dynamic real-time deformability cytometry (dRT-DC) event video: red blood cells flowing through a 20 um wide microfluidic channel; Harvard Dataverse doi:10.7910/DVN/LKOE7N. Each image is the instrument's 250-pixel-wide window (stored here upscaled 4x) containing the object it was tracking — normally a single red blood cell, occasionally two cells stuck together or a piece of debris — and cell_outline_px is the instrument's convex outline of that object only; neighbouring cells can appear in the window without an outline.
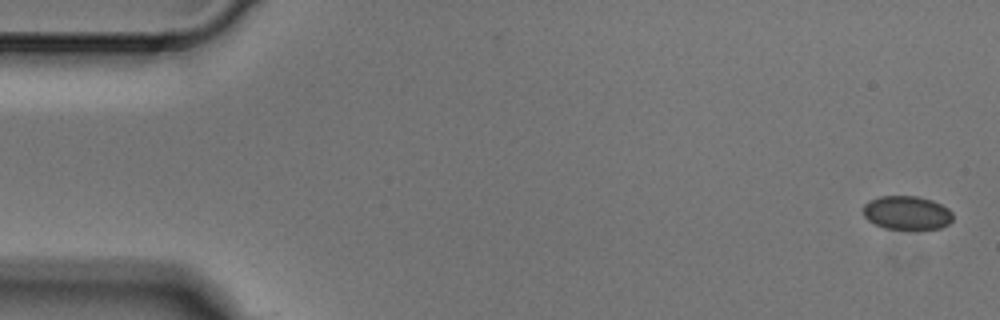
{"species": "Egyptian fruit bat (a non-hibernating species)", "species_latin": "Rousettus aegyptiacus", "temperature_condition": "cold", "stored_images_in_passage": 6, "camera_frame_rate_fps": 3000, "um_per_image_px": 0.085, "animal": {"sex": "male"}, "frame": {"image": 1, "passage_image": 1, "time_ms": 0.0, "image_size_px": [1000, 320], "cell_outline_px": [[952, 220], [948, 224], [940, 228], [884, 228], [868, 220], [864, 216], [864, 204], [868, 200], [880, 196], [916, 196], [932, 200], [948, 208], [952, 212]], "centroid_in_image_um": [77.07, 18.07], "position_along_channel_um": 7.9, "area_um2": 17.4}}
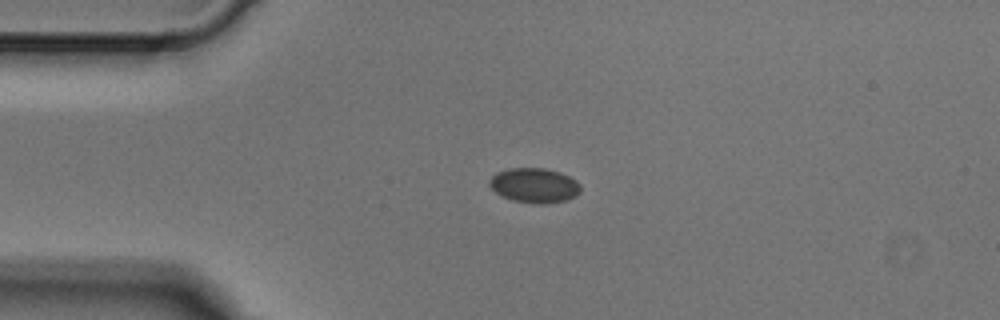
{"frame": {"image": 2, "passage_image": 4, "time_ms": 1.0, "image_size_px": [1000, 320], "cell_outline_px": [[580, 192], [564, 200], [544, 204], [540, 204], [512, 200], [496, 192], [488, 184], [488, 180], [496, 172], [508, 168], [544, 168], [560, 172], [576, 180], [580, 184]], "centroid_in_image_um": [45.39, 15.74], "position_along_channel_um": 39.6, "area_um2": 18.26}}
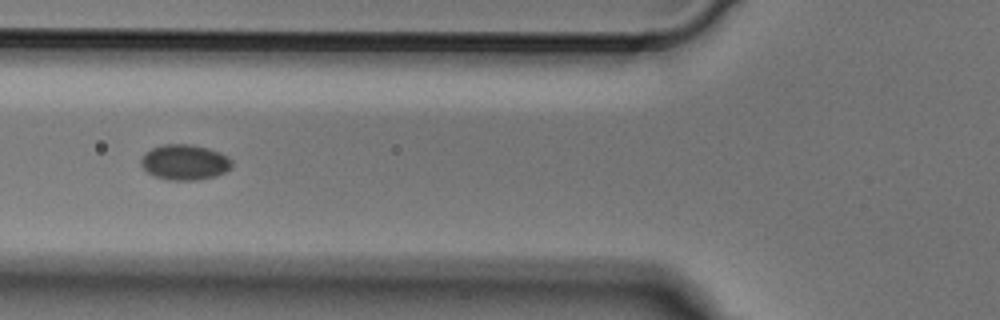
{"frame": {"image": 3, "passage_image": 6, "time_ms": 1.667, "image_size_px": [1000, 320], "cell_outline_px": [[232, 168], [216, 176], [196, 180], [168, 180], [156, 176], [148, 172], [140, 164], [140, 160], [144, 152], [152, 148], [164, 144], [188, 144], [208, 148], [220, 152], [228, 156], [232, 160]], "centroid_in_image_um": [15.71, 13.78], "position_along_channel_um": 110.1, "area_um2": 18.84}}